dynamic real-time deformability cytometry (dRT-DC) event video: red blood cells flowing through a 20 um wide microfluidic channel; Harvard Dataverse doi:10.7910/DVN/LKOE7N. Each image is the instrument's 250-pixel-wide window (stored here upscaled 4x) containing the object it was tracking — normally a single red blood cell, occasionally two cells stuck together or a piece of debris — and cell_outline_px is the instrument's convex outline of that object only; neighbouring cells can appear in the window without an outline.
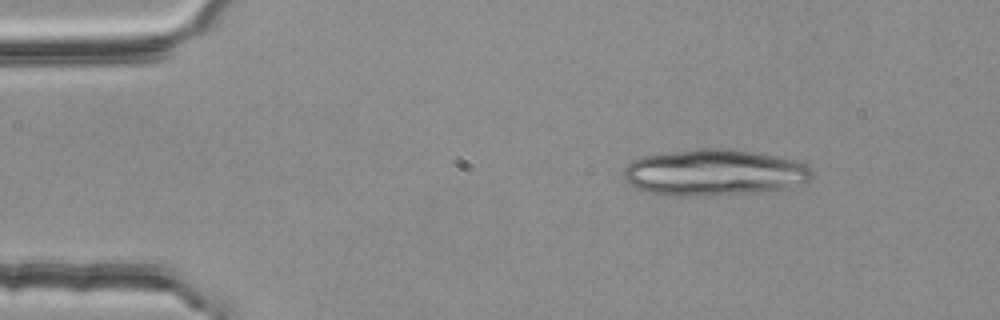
{"species": "common noctule bat (a hibernating species)", "species_latin": "Nyctalus noctula", "temperature_condition": "room temperature", "stored_images_in_passage": 3, "camera_frame_rate_fps": 3000, "um_per_image_px": 0.085, "animal": {"sex": "female", "body_mass_g": 25.1}, "frame": {"image": 1, "passage_image": 1, "time_ms": 0.0, "image_size_px": [1000, 320], "cell_outline_px": [[812, 180], [808, 184], [752, 192], [696, 196], [672, 196], [648, 192], [636, 188], [628, 184], [624, 180], [624, 168], [632, 160], [644, 156], [668, 152], [700, 148], [724, 148], [752, 152], [796, 160], [812, 168]], "centroid_in_image_um": [60.69, 14.66], "position_along_channel_um": 24.3, "area_um2": 50.81}}